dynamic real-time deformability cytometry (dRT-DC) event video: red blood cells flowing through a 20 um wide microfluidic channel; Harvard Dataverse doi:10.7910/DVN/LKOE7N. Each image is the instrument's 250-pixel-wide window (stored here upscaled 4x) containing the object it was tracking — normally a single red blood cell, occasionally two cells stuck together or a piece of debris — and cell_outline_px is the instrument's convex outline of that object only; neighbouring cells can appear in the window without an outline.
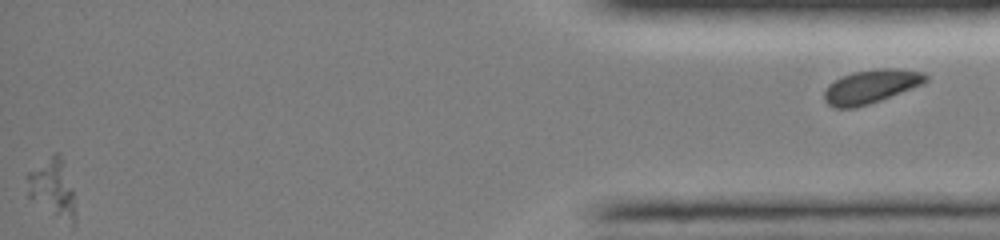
{"species": "common noctule bat (a hibernating species)", "species_latin": "Nyctalus noctula", "temperature_condition": "room temperature", "stored_images_in_passage": 42, "segment_of_instrument_passage": [3, 3], "camera_frame_rate_fps": 3000, "um_per_image_px": 0.085, "animal": {"sex": "female", "body_mass_g": 19.0, "forearm_length_mm": 51.5}, "frame": {"image": 1, "passage_image": 42, "time_ms": 13.667, "image_size_px": [1000, 240], "cell_outline_px": [[928, 80], [924, 84], [880, 100], [856, 108], [836, 108], [828, 104], [824, 100], [824, 92], [828, 84], [844, 76], [856, 72], [876, 68], [896, 68], [924, 72], [928, 76]], "centroid_in_image_um": [74.06, 7.35], "position_along_channel_um": 361.1, "area_um2": 19.88}}